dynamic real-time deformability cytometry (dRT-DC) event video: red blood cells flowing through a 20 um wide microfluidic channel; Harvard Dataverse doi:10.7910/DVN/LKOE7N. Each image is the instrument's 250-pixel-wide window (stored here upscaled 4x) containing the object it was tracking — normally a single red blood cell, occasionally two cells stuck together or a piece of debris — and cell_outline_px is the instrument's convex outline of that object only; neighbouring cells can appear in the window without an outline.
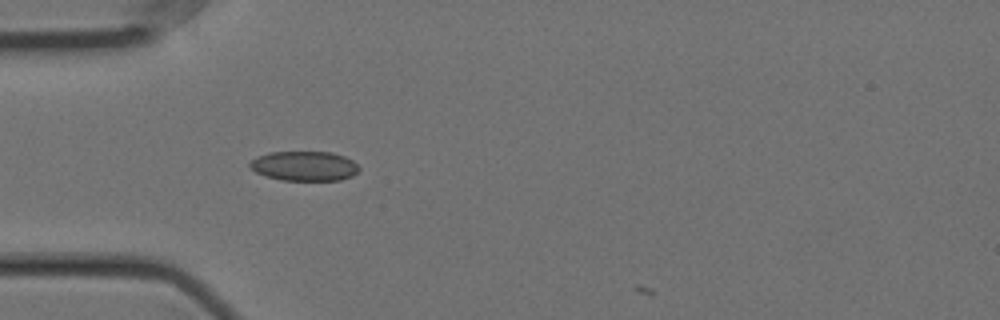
{"species": "Egyptian fruit bat (a non-hibernating species)", "species_latin": "Rousettus aegyptiacus", "temperature_condition": "cold", "stored_images_in_passage": 2, "camera_frame_rate_fps": 3000, "um_per_image_px": 0.085, "animal": {"sex": "female"}, "frame": {"image": 1, "passage_image": 1, "time_ms": 0.0, "image_size_px": [1000, 320], "cell_outline_px": [[360, 168], [352, 176], [340, 180], [280, 180], [256, 172], [248, 164], [256, 156], [268, 152], [332, 152], [344, 156], [352, 160]], "centroid_in_image_um": [25.87, 14.1], "position_along_channel_um": 59.1, "area_um2": 18.79}}